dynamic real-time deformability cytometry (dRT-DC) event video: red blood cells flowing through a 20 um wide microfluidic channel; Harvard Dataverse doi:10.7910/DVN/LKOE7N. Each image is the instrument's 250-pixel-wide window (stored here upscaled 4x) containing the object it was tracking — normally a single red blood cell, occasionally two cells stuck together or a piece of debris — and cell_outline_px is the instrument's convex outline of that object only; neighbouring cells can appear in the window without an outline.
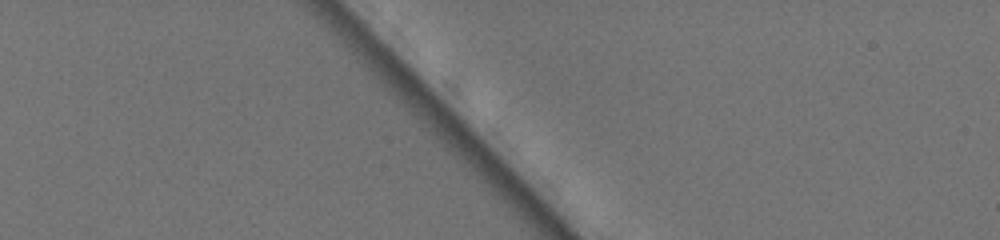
{"species": "common noctule bat (a hibernating species)", "species_latin": "Nyctalus noctula", "temperature_condition": "warm", "stored_images_in_passage": 1, "camera_frame_rate_fps": 3000, "um_per_image_px": 0.085, "animal": {"sex": "female", "body_mass_g": 19.5, "forearm_length_mm": 54.1}, "frame": {"image": 1, "passage_image": 1, "time_ms": 0.0, "image_size_px": [1000, 240], "cell_outline_px": [[604, 80], [596, 100], [588, 96], [568, 80], [548, 44], [548, 40], [560, 44], [576, 52], [588, 60], [592, 64]], "centroid_in_image_um": [49.13, 5.95], "position_along_channel_um": 35.9, "area_um2": 10.46}}